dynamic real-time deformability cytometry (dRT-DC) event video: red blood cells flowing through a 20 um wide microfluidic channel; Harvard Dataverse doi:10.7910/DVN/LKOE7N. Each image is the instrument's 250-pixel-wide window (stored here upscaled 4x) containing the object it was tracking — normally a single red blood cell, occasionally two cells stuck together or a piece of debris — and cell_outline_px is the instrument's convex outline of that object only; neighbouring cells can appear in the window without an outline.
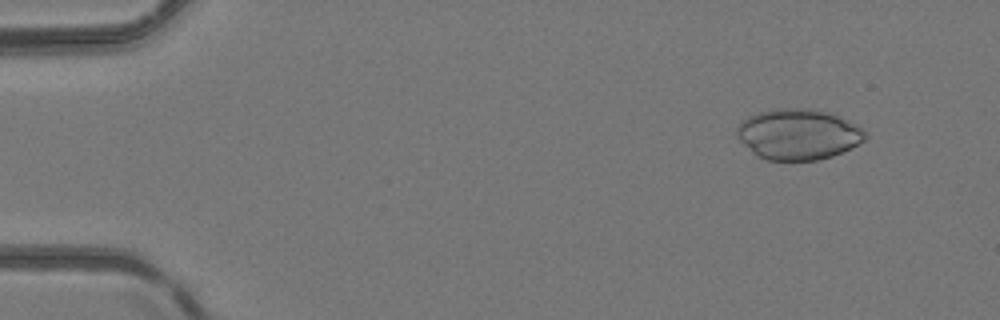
{"species": "common noctule bat (a hibernating species)", "species_latin": "Nyctalus noctula", "temperature_condition": "room temperature", "stored_images_in_passage": 5, "camera_frame_rate_fps": 3000, "um_per_image_px": 0.085, "animal": {"sex": "female", "body_mass_g": 24.6, "forearm_length_mm": 56.2}, "frame": {"image": 1, "passage_image": 2, "time_ms": 1.0, "image_size_px": [1000, 320], "cell_outline_px": [[868, 136], [864, 140], [852, 148], [832, 156], [816, 160], [768, 160], [756, 156], [736, 136], [736, 128], [740, 120], [748, 116], [760, 112], [792, 108], [824, 112], [860, 124]], "centroid_in_image_um": [67.85, 11.44], "position_along_channel_um": 17.2, "area_um2": 37.63}}